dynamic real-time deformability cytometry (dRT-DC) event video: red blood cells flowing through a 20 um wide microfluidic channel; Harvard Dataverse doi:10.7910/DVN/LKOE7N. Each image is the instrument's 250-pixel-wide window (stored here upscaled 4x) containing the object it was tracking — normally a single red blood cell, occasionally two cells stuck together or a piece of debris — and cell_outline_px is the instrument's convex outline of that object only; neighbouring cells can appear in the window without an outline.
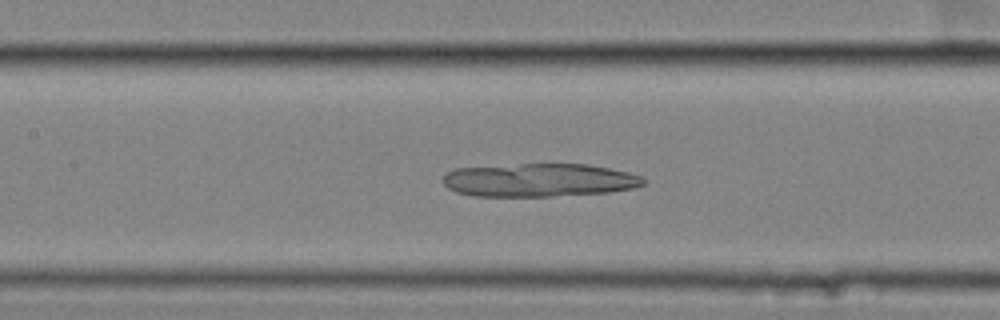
{"species": "common noctule bat (a hibernating species)", "species_latin": "Nyctalus noctula", "temperature_condition": "cold", "stored_images_in_passage": 52, "camera_frame_rate_fps": 3000, "um_per_image_px": 0.085, "animal": {"sex": "female", "body_mass_g": 25.1}, "frame": {"image": 1, "passage_image": 22, "time_ms": 7.0, "image_size_px": [1000, 320], "cell_outline_px": [[648, 180], [644, 184], [632, 188], [608, 192], [552, 196], [472, 196], [456, 192], [448, 188], [444, 184], [444, 176], [448, 172], [456, 168], [520, 164], [588, 164], [628, 172], [640, 176]], "centroid_in_image_um": [45.83, 15.31], "position_along_channel_um": 161.6, "area_um2": 38.78}}
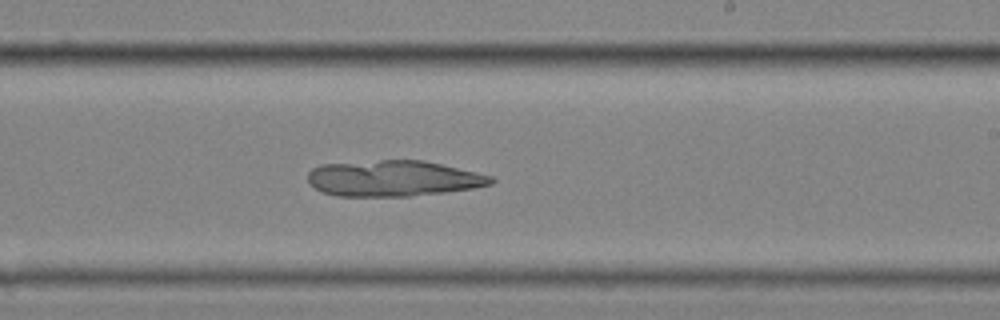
{"frame": {"image": 2, "passage_image": 30, "time_ms": 9.667, "image_size_px": [1000, 320], "cell_outline_px": [[496, 180], [492, 184], [472, 188], [444, 192], [408, 196], [336, 196], [324, 192], [316, 188], [308, 180], [308, 172], [312, 168], [320, 164], [380, 160], [424, 160], [476, 172], [492, 176]], "centroid_in_image_um": [33.43, 15.15], "position_along_channel_um": 255.6, "area_um2": 38.21}}
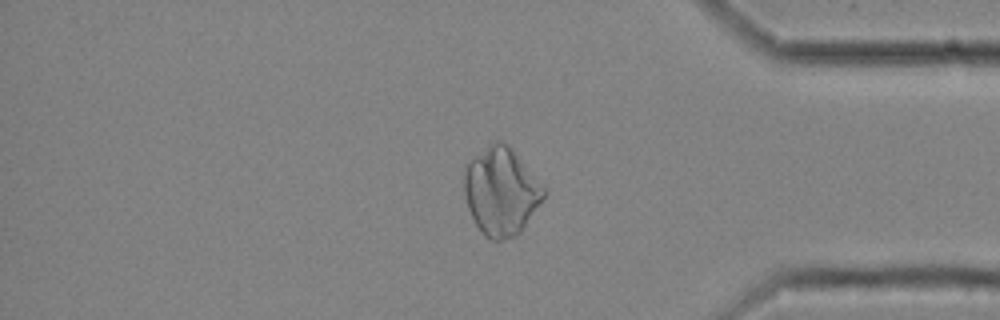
{"frame": {"image": 3, "passage_image": 43, "time_ms": 14.0, "image_size_px": [1000, 320], "cell_outline_px": [[544, 196], [520, 232], [516, 236], [500, 240], [492, 240], [484, 236], [480, 232], [468, 208], [464, 192], [464, 168], [488, 144], [496, 140], [500, 140], [516, 156], [544, 188]], "centroid_in_image_um": [42.54, 16.32], "position_along_channel_um": 392.7, "area_um2": 39.42}}